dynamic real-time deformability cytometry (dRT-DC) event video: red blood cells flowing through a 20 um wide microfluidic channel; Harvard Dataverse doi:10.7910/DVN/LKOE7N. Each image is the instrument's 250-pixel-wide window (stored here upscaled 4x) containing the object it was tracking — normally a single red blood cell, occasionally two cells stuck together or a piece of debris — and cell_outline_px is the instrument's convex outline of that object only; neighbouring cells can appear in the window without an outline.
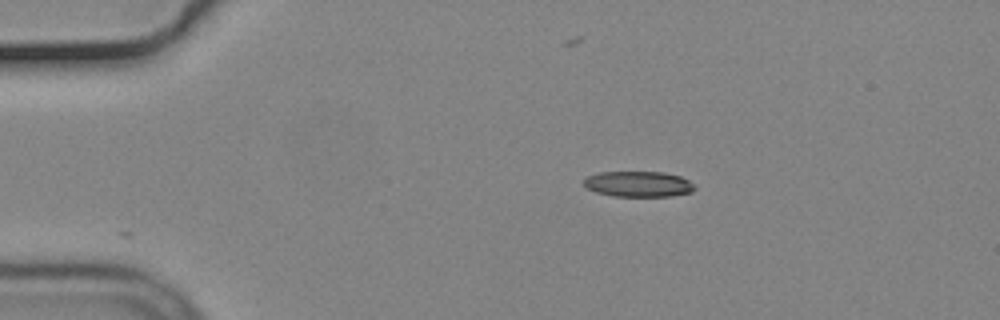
{"species": "common noctule bat (a hibernating species)", "species_latin": "Nyctalus noctula", "temperature_condition": "cold", "stored_images_in_passage": 46, "camera_frame_rate_fps": 3000, "um_per_image_px": 0.085, "animal": {"sex": "male", "body_mass_g": 19.2, "forearm_length_mm": 51.8}, "frame": {"image": 1, "passage_image": 1, "time_ms": 0.0, "image_size_px": [1000, 320], "cell_outline_px": [[696, 188], [692, 192], [672, 196], [612, 196], [596, 192], [584, 188], [584, 176], [600, 172], [664, 172], [680, 176], [688, 180]], "centroid_in_image_um": [54.22, 15.64], "position_along_channel_um": 30.8, "area_um2": 16.7}}
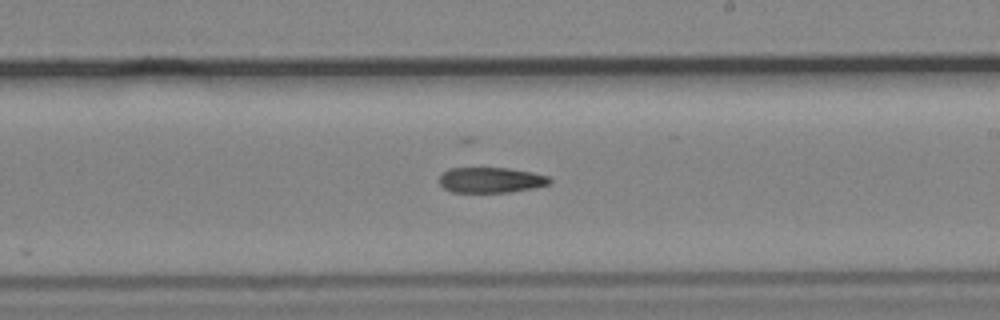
{"frame": {"image": 2, "passage_image": 23, "time_ms": 7.333, "image_size_px": [1000, 320], "cell_outline_px": [[552, 180], [548, 184], [532, 188], [508, 192], [452, 192], [444, 188], [440, 184], [440, 176], [448, 168], [508, 168], [532, 172], [548, 176]], "centroid_in_image_um": [41.71, 15.3], "position_along_channel_um": 247.3, "area_um2": 16.24}}
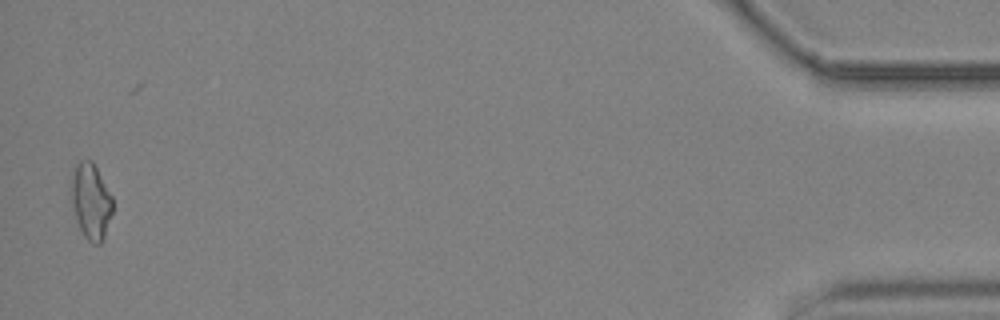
{"frame": {"image": 3, "passage_image": 45, "time_ms": 14.667, "image_size_px": [1000, 320], "cell_outline_px": [[112, 212], [104, 236], [100, 244], [92, 244], [84, 236], [76, 220], [68, 196], [68, 188], [72, 168], [80, 160], [92, 160], [112, 196]], "centroid_in_image_um": [7.65, 17.06], "position_along_channel_um": 427.5, "area_um2": 18.84}, "authors_computed_cell_mechanics": {"area_um2": 17.629, "velocity_mm_per_s": 3.7078, "shape_relaxation_time_tau1_ms": 10.5113, "shape_relaxation_time_tau2_ms": null, "deformation_change_tau1": 0.1735, "deformation_change_tau2": null}}